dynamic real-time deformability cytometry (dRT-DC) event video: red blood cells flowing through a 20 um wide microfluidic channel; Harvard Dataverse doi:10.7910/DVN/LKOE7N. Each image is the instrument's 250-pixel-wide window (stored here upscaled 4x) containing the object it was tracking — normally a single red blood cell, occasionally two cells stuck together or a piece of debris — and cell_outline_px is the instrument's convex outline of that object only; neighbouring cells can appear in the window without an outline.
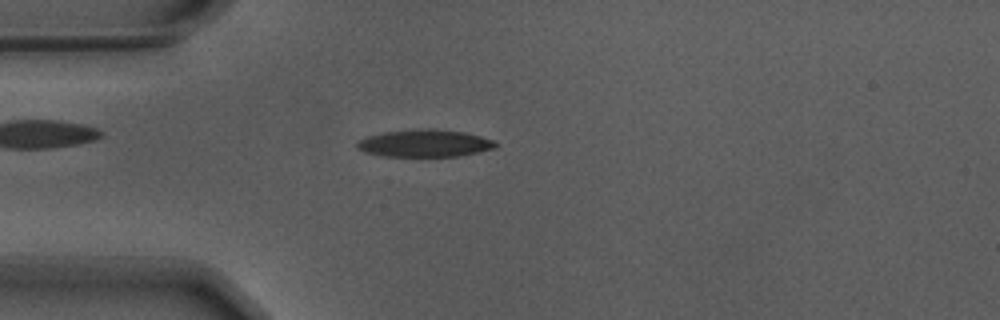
{"species": "Egyptian fruit bat (a non-hibernating species)", "species_latin": "Rousettus aegyptiacus", "temperature_condition": "warm", "stored_images_in_passage": 51, "camera_frame_rate_fps": 3000, "um_per_image_px": 0.085, "animal": {"sex": "male"}, "frame": {"image": 1, "passage_image": 11, "time_ms": 3.333, "image_size_px": [1000, 320], "cell_outline_px": [[500, 144], [496, 148], [480, 152], [456, 156], [384, 156], [368, 152], [356, 148], [356, 144], [364, 136], [384, 132], [428, 128], [464, 132], [480, 136], [492, 140]], "centroid_in_image_um": [36.12, 12.18], "position_along_channel_um": 48.9, "area_um2": 21.96}}
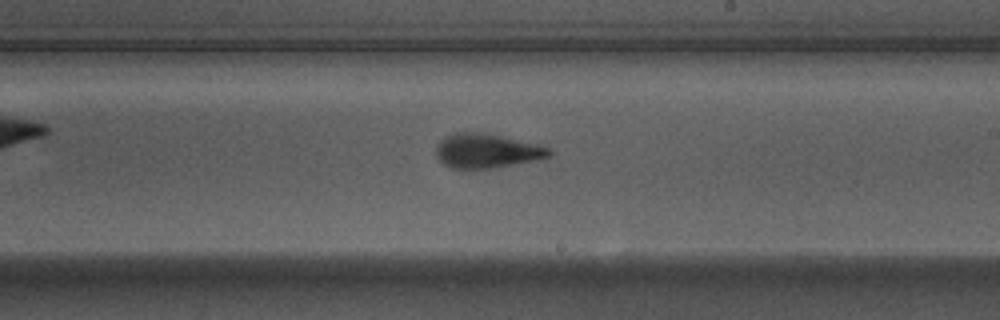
{"frame": {"image": 2, "passage_image": 28, "time_ms": 9.0, "image_size_px": [1000, 320], "cell_outline_px": [[552, 156], [540, 160], [496, 168], [452, 168], [444, 164], [436, 156], [436, 148], [440, 140], [456, 132], [480, 132], [500, 136], [536, 144], [548, 148], [552, 152]], "centroid_in_image_um": [41.4, 12.84], "position_along_channel_um": 247.6, "area_um2": 22.54}}
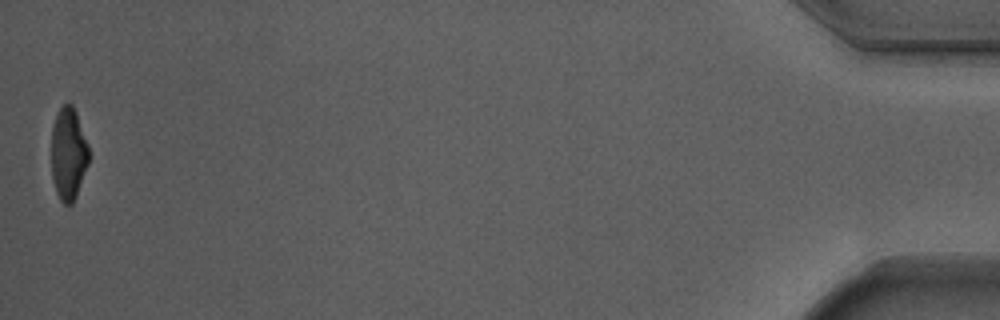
{"frame": {"image": 3, "passage_image": 51, "time_ms": 16.667, "image_size_px": [1000, 320], "cell_outline_px": [[88, 164], [76, 196], [72, 204], [64, 204], [60, 200], [56, 192], [52, 176], [52, 128], [56, 116], [60, 108], [64, 104], [72, 104], [76, 112], [88, 144]], "centroid_in_image_um": [5.81, 13.08], "position_along_channel_um": 429.4, "area_um2": 19.94}, "authors_computed_cell_mechanics": {"area_um2": 21.964, "velocity_mm_per_s": 3.7073, "shape_relaxation_time_tau1_ms": 3.2803, "shape_relaxation_time_tau2_ms": 1.7408, "deformation_change_tau1": 0.2099, "deformation_change_tau2": 0.1052}}